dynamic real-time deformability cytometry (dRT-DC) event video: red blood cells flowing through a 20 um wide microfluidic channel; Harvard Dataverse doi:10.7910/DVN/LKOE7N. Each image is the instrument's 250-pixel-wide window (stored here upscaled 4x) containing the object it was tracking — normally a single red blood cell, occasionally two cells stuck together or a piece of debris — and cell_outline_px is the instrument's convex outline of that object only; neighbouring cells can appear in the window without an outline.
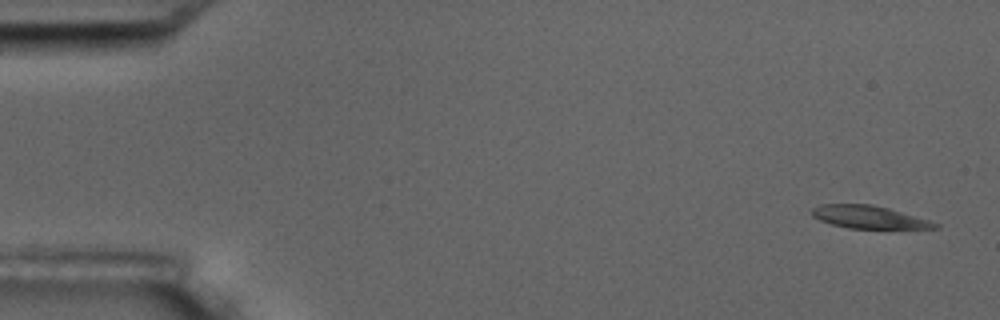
{"species": "common noctule bat (a hibernating species)", "species_latin": "Nyctalus noctula", "temperature_condition": "room temperature", "stored_images_in_passage": 5, "camera_frame_rate_fps": 3000, "um_per_image_px": 0.085, "animal": {"sex": "male", "body_mass_g": 17.5, "forearm_length_mm": 52.3}, "frame": {"image": 1, "passage_image": 1, "time_ms": 0.0, "image_size_px": [1000, 320], "cell_outline_px": [[940, 228], [848, 228], [832, 224], [820, 220], [812, 216], [812, 208], [820, 204], [872, 204], [888, 208], [928, 220], [940, 224]], "centroid_in_image_um": [73.83, 18.44], "position_along_channel_um": 11.2, "area_um2": 16.07}}
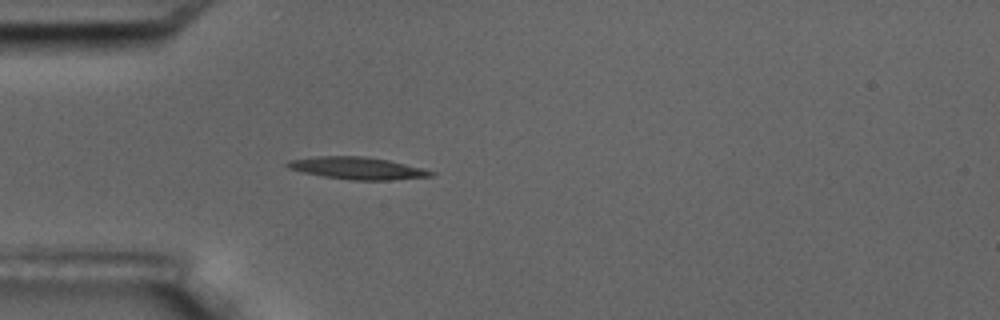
{"frame": {"image": 2, "passage_image": 5, "time_ms": 4.667, "image_size_px": [1000, 320], "cell_outline_px": [[436, 176], [388, 180], [352, 180], [324, 176], [304, 172], [288, 168], [284, 164], [288, 160], [316, 156], [364, 156], [388, 160], [424, 168], [436, 172]], "centroid_in_image_um": [30.41, 14.29], "position_along_channel_um": 54.6, "area_um2": 18.61}}